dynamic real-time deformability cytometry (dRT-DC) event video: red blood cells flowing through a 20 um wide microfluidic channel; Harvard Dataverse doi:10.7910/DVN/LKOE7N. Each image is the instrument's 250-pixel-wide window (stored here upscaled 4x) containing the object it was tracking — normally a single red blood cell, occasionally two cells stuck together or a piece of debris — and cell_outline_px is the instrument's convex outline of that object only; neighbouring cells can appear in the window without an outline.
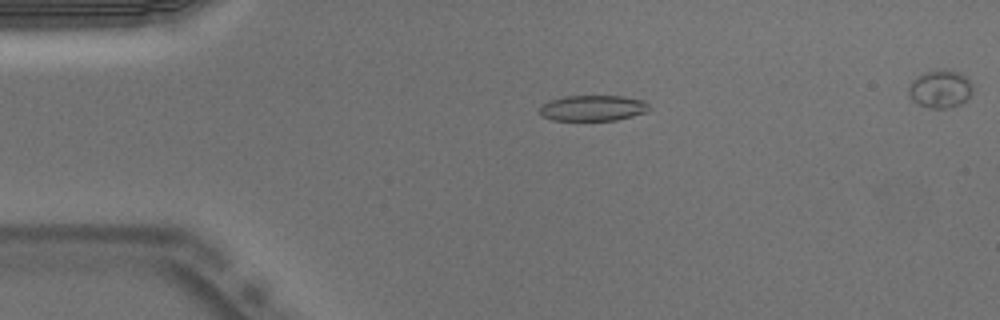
{"species": "Egyptian fruit bat (a non-hibernating species)", "species_latin": "Rousettus aegyptiacus", "temperature_condition": "warm", "stored_images_in_passage": 49, "camera_frame_rate_fps": 3000, "um_per_image_px": 0.085, "animal": {"sex": "male"}, "frame": {"image": 1, "passage_image": 11, "time_ms": 3.333, "image_size_px": [1000, 320], "cell_outline_px": [[648, 108], [644, 112], [632, 116], [616, 120], [552, 120], [544, 116], [540, 112], [540, 104], [548, 100], [564, 96], [624, 96], [644, 100], [648, 104]], "centroid_in_image_um": [50.35, 9.17], "position_along_channel_um": 34.6, "area_um2": 16.36}}
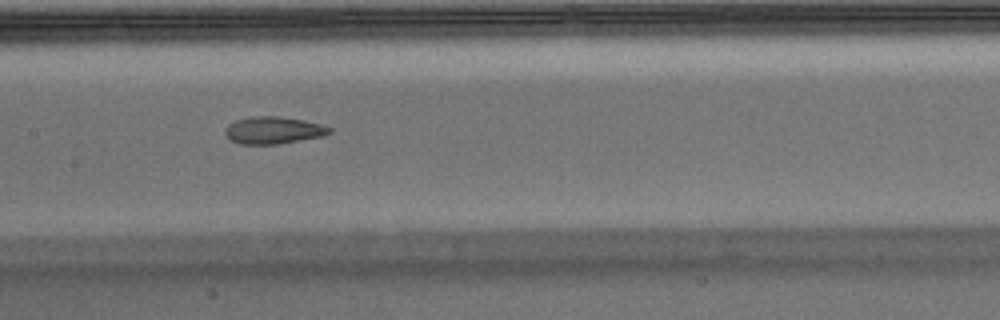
{"frame": {"image": 2, "passage_image": 25, "time_ms": 8.0, "image_size_px": [1000, 320], "cell_outline_px": [[332, 132], [320, 136], [276, 144], [240, 144], [232, 140], [224, 132], [224, 128], [228, 124], [236, 120], [252, 116], [280, 116], [304, 120], [320, 124], [332, 128]], "centroid_in_image_um": [23.21, 11.05], "position_along_channel_um": 184.2, "area_um2": 16.36}}
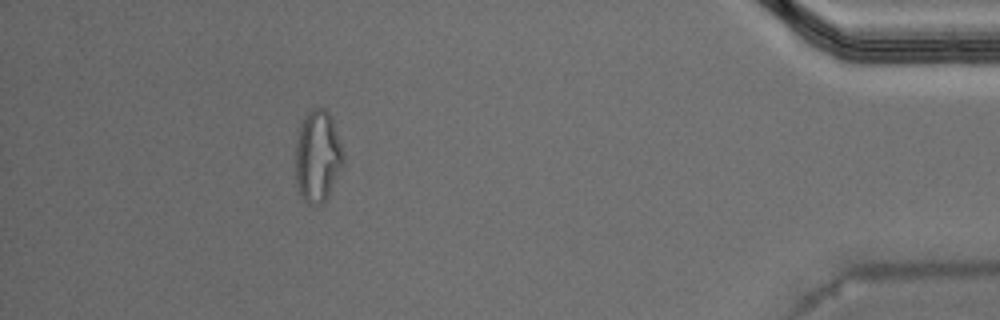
{"frame": {"image": 3, "passage_image": 46, "time_ms": 15.0, "image_size_px": [1000, 320], "cell_outline_px": [[344, 164], [324, 204], [308, 204], [304, 200], [300, 192], [296, 180], [296, 144], [300, 124], [304, 116], [312, 108], [324, 108], [332, 116], [344, 152]], "centroid_in_image_um": [27.02, 13.27], "position_along_channel_um": 408.2, "area_um2": 25.78}}